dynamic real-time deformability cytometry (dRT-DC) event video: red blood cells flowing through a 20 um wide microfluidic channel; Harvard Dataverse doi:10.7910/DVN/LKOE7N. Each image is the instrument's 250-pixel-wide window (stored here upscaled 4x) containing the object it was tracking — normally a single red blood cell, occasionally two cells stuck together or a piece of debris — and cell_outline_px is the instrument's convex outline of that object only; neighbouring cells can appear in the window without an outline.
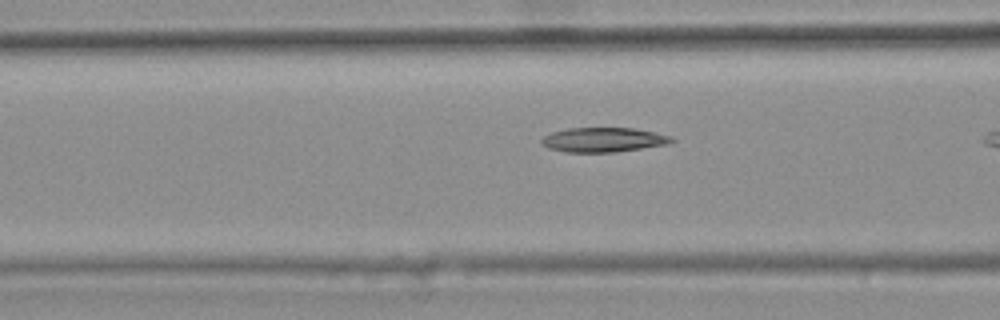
{"species": "common noctule bat (a hibernating species)", "species_latin": "Nyctalus noctula", "temperature_condition": "warm", "stored_images_in_passage": 16, "camera_frame_rate_fps": 3000, "um_per_image_px": 0.085, "animal": {"sex": "female", "body_mass_g": 25.1}, "frame": {"image": 1, "passage_image": 14, "time_ms": 4.333, "image_size_px": [1000, 320], "cell_outline_px": [[676, 140], [668, 144], [616, 152], [564, 152], [548, 148], [540, 144], [540, 140], [544, 136], [552, 132], [568, 128], [636, 128], [656, 132], [672, 136]], "centroid_in_image_um": [51.3, 11.88], "position_along_channel_um": 115.3, "area_um2": 18.79}}